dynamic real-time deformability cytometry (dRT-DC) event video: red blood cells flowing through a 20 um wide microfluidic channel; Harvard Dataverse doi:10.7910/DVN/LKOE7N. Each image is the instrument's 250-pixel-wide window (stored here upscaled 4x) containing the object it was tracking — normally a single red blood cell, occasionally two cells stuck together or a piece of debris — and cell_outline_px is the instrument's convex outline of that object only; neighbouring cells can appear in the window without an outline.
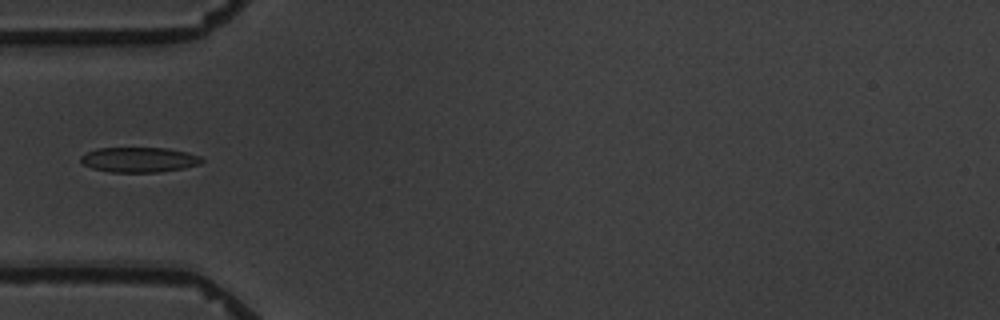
{"species": "common noctule bat (a hibernating species)", "species_latin": "Nyctalus noctula", "temperature_condition": "warm", "stored_images_in_passage": 11, "camera_frame_rate_fps": 3000, "um_per_image_px": 0.085, "animal": {"sex": "male", "body_mass_g": 19.5, "forearm_length_mm": 54.6}, "frame": {"image": 1, "passage_image": 4, "time_ms": 4.333, "image_size_px": [1000, 320], "cell_outline_px": [[204, 160], [200, 164], [184, 168], [160, 172], [112, 172], [92, 168], [84, 164], [80, 160], [80, 156], [88, 152], [100, 148], [164, 148], [188, 152], [200, 156]], "centroid_in_image_um": [11.85, 13.58], "position_along_channel_um": 73.1, "area_um2": 17.57}}
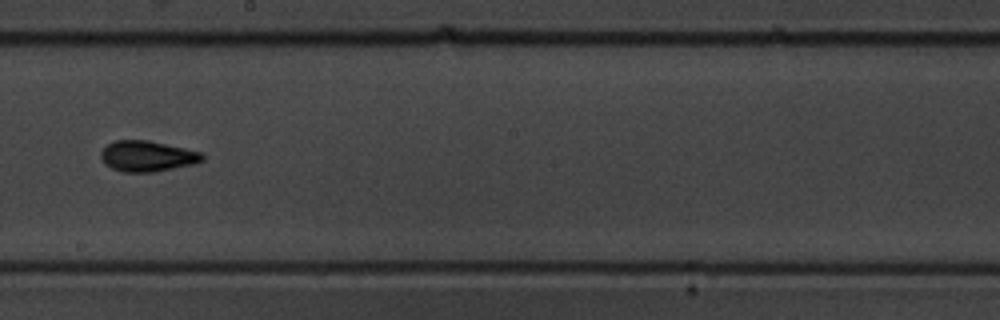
{"frame": {"image": 2, "passage_image": 8, "time_ms": 9.0, "image_size_px": [1000, 320], "cell_outline_px": [[204, 160], [192, 164], [152, 172], [124, 172], [112, 168], [104, 164], [100, 156], [100, 152], [112, 140], [148, 140], [184, 148], [200, 152], [204, 156]], "centroid_in_image_um": [12.47, 13.27], "position_along_channel_um": 235.7, "area_um2": 18.03}}
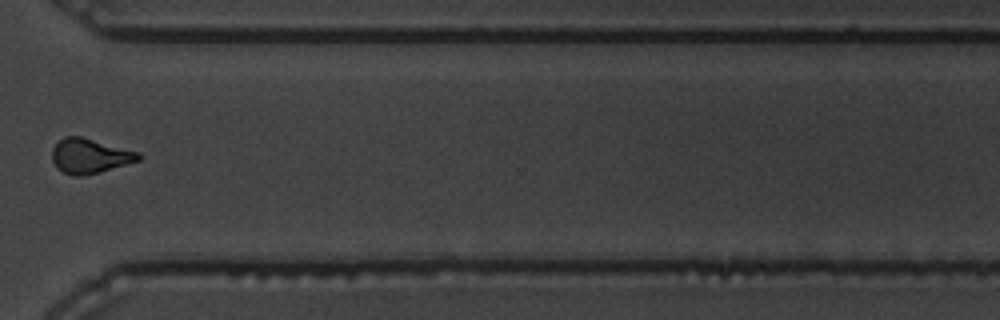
{"frame": {"image": 3, "passage_image": 11, "time_ms": 12.667, "image_size_px": [1000, 320], "cell_outline_px": [[144, 156], [140, 160], [100, 172], [80, 176], [72, 176], [56, 168], [52, 160], [52, 148], [64, 136], [80, 136], [140, 152]], "centroid_in_image_um": [7.64, 13.26], "position_along_channel_um": 363.0, "area_um2": 17.57}, "authors_computed_cell_mechanics": {"area_um2": 17.5712, "velocity_mm_per_s": 3.4708, "shape_relaxation_time_tau1_ms": 3.6983, "shape_relaxation_time_tau2_ms": 2.4785, "deformation_change_tau1": 0.138, "deformation_change_tau2": 0.0917}}